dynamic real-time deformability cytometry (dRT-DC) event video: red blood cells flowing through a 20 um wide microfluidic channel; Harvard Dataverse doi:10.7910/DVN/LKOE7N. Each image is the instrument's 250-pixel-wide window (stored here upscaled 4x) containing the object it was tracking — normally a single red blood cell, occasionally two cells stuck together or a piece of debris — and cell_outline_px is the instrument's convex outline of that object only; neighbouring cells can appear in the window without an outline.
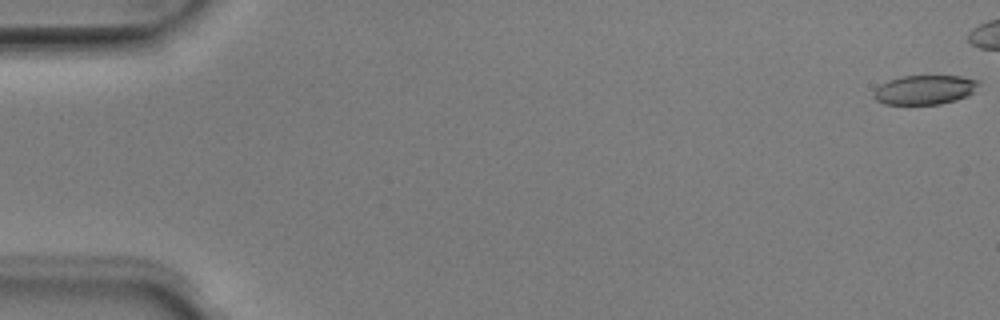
{"species": "Egyptian fruit bat (a non-hibernating species)", "species_latin": "Rousettus aegyptiacus", "temperature_condition": "room temperature", "stored_images_in_passage": 42, "camera_frame_rate_fps": 3000, "um_per_image_px": 0.085, "animal": {"sex": "male"}, "frame": {"image": 1, "passage_image": 1, "time_ms": 0.0, "image_size_px": [1000, 320], "cell_outline_px": [[980, 84], [968, 96], [956, 100], [940, 104], [884, 104], [876, 100], [872, 96], [876, 88], [880, 84], [888, 80], [904, 76], [960, 76], [980, 80]], "centroid_in_image_um": [78.6, 7.63], "position_along_channel_um": 6.4, "area_um2": 17.98}}
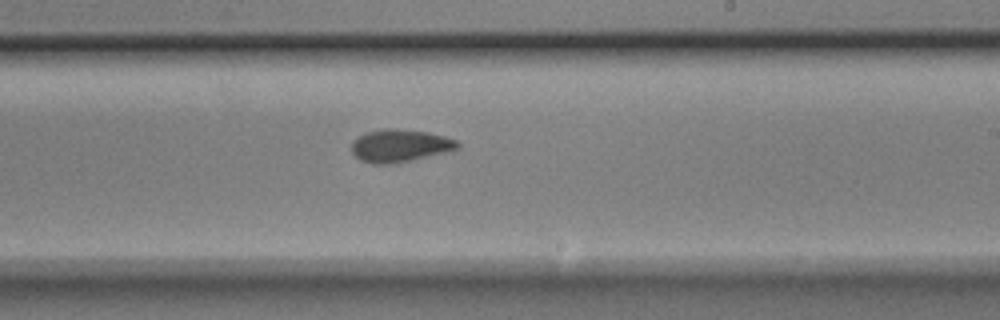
{"frame": {"image": 2, "passage_image": 31, "time_ms": 10.0, "image_size_px": [1000, 320], "cell_outline_px": [[460, 148], [452, 152], [396, 164], [372, 164], [360, 160], [352, 152], [352, 144], [360, 136], [368, 132], [384, 128], [396, 128], [428, 132], [444, 136], [456, 140], [460, 144]], "centroid_in_image_um": [34.07, 12.41], "position_along_channel_um": 254.9, "area_um2": 20.52}}
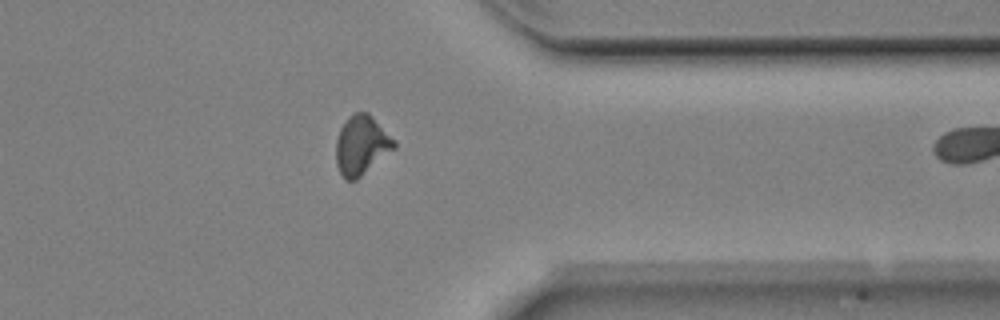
{"frame": {"image": 3, "passage_image": 41, "time_ms": 13.333, "image_size_px": [1000, 320], "cell_outline_px": [[396, 148], [356, 180], [344, 180], [336, 164], [336, 140], [340, 128], [348, 116], [356, 112], [368, 112], [396, 140]], "centroid_in_image_um": [30.73, 12.34], "position_along_channel_um": 380.7, "area_um2": 20.23}}